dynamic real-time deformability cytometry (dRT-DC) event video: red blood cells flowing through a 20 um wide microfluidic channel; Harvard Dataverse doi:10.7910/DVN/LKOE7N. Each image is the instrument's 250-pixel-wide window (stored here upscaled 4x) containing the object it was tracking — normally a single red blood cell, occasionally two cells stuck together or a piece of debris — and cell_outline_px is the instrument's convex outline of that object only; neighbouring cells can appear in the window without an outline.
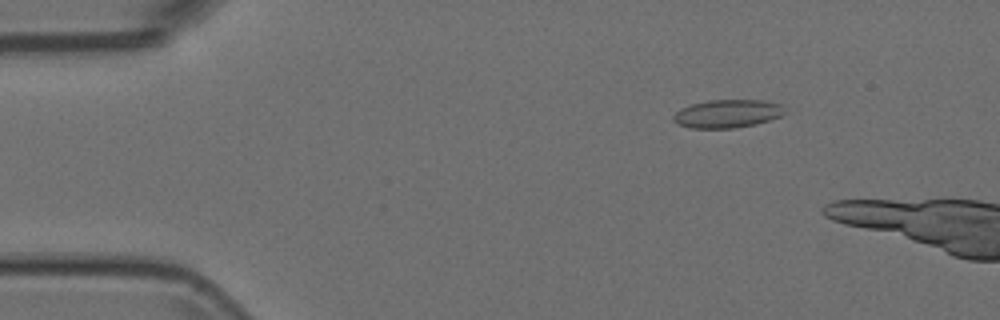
{"species": "Egyptian fruit bat (a non-hibernating species)", "species_latin": "Rousettus aegyptiacus", "temperature_condition": "room temperature", "stored_images_in_passage": 13, "camera_frame_rate_fps": 3000, "um_per_image_px": 0.085, "animal": {"sex": "female"}, "frame": {"image": 1, "passage_image": 8, "time_ms": 2.333, "image_size_px": [1000, 320], "cell_outline_px": [[788, 112], [780, 116], [756, 124], [736, 128], [692, 128], [676, 124], [672, 120], [672, 116], [676, 112], [692, 104], [708, 100], [760, 100], [780, 104]], "centroid_in_image_um": [61.83, 9.67], "position_along_channel_um": 23.2, "area_um2": 18.26}}